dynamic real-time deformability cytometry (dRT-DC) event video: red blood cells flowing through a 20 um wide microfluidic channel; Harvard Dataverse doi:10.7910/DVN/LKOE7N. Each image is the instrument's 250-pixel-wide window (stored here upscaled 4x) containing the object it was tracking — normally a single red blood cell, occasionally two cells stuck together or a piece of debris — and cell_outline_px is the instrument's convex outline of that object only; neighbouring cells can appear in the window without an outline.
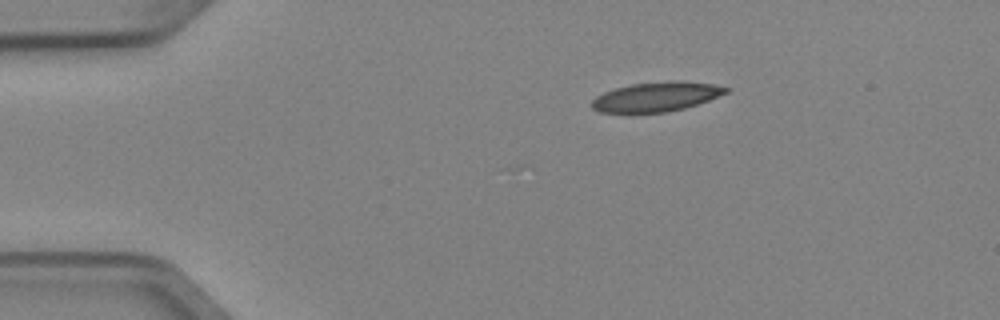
{"species": "Egyptian fruit bat (a non-hibernating species)", "species_latin": "Rousettus aegyptiacus", "temperature_condition": "cold", "stored_images_in_passage": 4, "camera_frame_rate_fps": 3000, "um_per_image_px": 0.085, "animal": {"sex": "female"}, "frame": {"image": 1, "passage_image": 2, "time_ms": 0.333, "image_size_px": [1000, 320], "cell_outline_px": [[728, 92], [708, 100], [684, 108], [664, 112], [600, 112], [592, 108], [592, 100], [596, 96], [604, 92], [616, 88], [632, 84], [668, 80], [684, 80], [712, 84], [728, 88]], "centroid_in_image_um": [55.78, 8.2], "position_along_channel_um": 29.2, "area_um2": 22.83}}
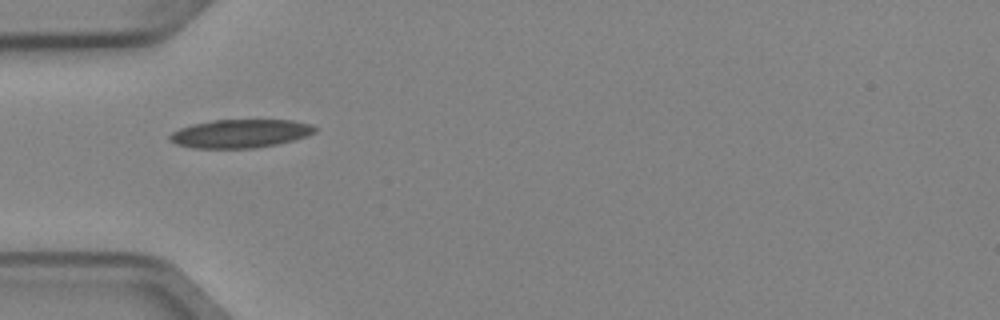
{"frame": {"image": 2, "passage_image": 4, "time_ms": 1.0, "image_size_px": [1000, 320], "cell_outline_px": [[316, 132], [308, 136], [276, 144], [256, 148], [192, 148], [176, 144], [168, 140], [168, 136], [172, 132], [180, 128], [192, 124], [212, 120], [292, 120], [312, 124], [316, 128]], "centroid_in_image_um": [20.41, 11.35], "position_along_channel_um": 64.6, "area_um2": 24.16}}